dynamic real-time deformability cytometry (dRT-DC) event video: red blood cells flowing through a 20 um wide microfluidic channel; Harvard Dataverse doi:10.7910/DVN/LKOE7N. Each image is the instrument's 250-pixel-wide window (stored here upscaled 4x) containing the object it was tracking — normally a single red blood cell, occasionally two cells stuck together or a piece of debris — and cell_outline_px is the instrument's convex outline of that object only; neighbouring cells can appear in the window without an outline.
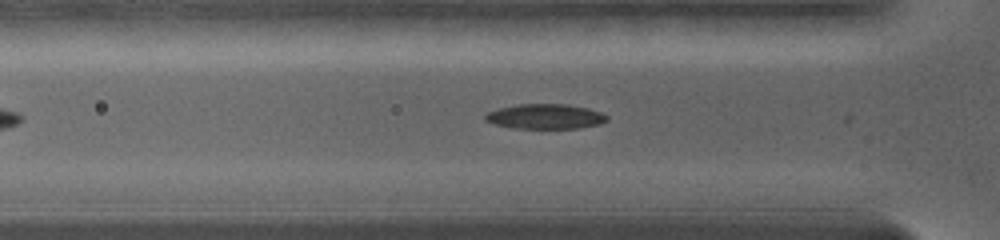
{"species": "common noctule bat (a hibernating species)", "species_latin": "Nyctalus noctula", "temperature_condition": "warm", "stored_images_in_passage": 9, "camera_frame_rate_fps": 5000, "um_per_image_px": 0.085, "animal": {"sex": "female", "body_mass_g": 19.0, "forearm_length_mm": 56.7}, "frame": {"image": 1, "passage_image": 7, "time_ms": 3.2, "image_size_px": [1000, 240], "cell_outline_px": [[608, 120], [600, 124], [576, 128], [512, 128], [496, 124], [484, 120], [484, 116], [488, 112], [500, 108], [520, 104], [568, 104], [588, 108], [600, 112], [608, 116]], "centroid_in_image_um": [46.36, 9.9], "position_along_channel_um": 79.4, "area_um2": 17.57}}